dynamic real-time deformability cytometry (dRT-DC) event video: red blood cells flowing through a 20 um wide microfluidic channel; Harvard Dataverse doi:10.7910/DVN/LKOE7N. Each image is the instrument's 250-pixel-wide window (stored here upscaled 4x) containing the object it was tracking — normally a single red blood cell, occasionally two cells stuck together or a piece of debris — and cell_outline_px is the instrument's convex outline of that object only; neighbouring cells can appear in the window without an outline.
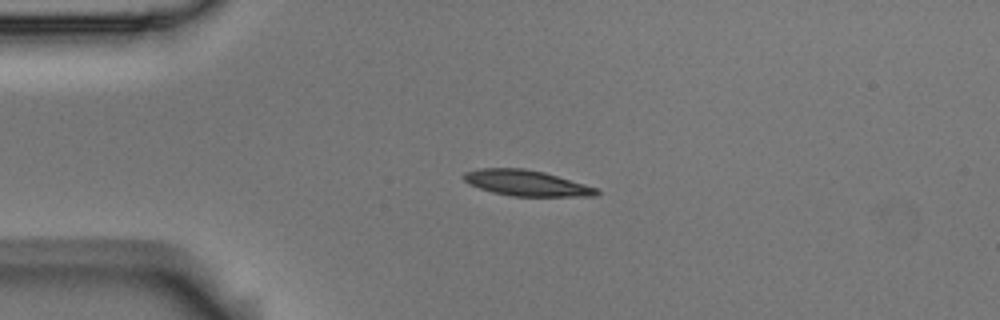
{"species": "Egyptian fruit bat (a non-hibernating species)", "species_latin": "Rousettus aegyptiacus", "temperature_condition": "room temperature", "stored_images_in_passage": 1, "camera_frame_rate_fps": 3000, "um_per_image_px": 0.085, "animal": {"sex": "male"}, "frame": {"image": 1, "passage_image": 1, "time_ms": 0.0, "image_size_px": [1000, 320], "cell_outline_px": [[600, 192], [596, 196], [512, 196], [492, 192], [468, 184], [464, 180], [464, 172], [480, 168], [524, 168], [544, 172], [596, 188]], "centroid_in_image_um": [44.71, 15.56], "position_along_channel_um": 40.3, "area_um2": 19.71}}